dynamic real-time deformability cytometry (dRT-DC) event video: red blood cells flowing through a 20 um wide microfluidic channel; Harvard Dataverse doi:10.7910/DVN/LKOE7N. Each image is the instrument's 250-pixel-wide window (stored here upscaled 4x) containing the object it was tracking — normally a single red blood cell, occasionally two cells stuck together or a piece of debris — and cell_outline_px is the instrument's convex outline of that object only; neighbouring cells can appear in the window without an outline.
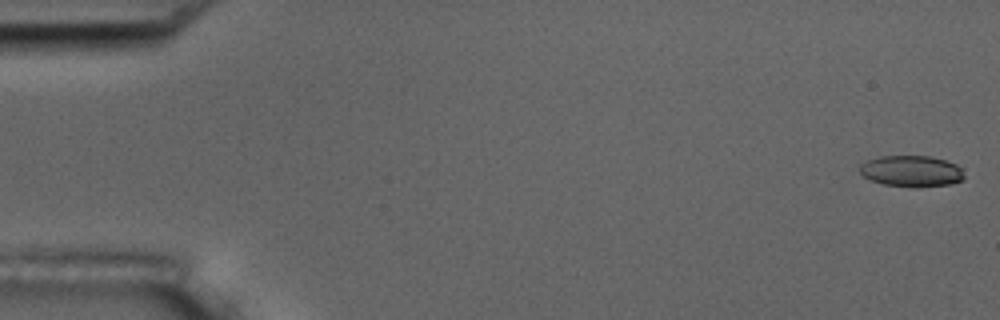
{"species": "common noctule bat (a hibernating species)", "species_latin": "Nyctalus noctula", "temperature_condition": "room temperature", "stored_images_in_passage": 9, "camera_frame_rate_fps": 3000, "um_per_image_px": 0.085, "animal": {"sex": "male", "body_mass_g": 17.5, "forearm_length_mm": 52.3}, "frame": {"image": 1, "passage_image": 1, "time_ms": 0.0, "image_size_px": [1000, 320], "cell_outline_px": [[964, 180], [948, 184], [916, 188], [884, 184], [872, 180], [864, 176], [860, 172], [860, 164], [868, 160], [880, 156], [928, 156], [944, 160], [956, 164], [960, 168], [964, 176]], "centroid_in_image_um": [77.47, 14.55], "position_along_channel_um": 7.5, "area_um2": 18.9}}
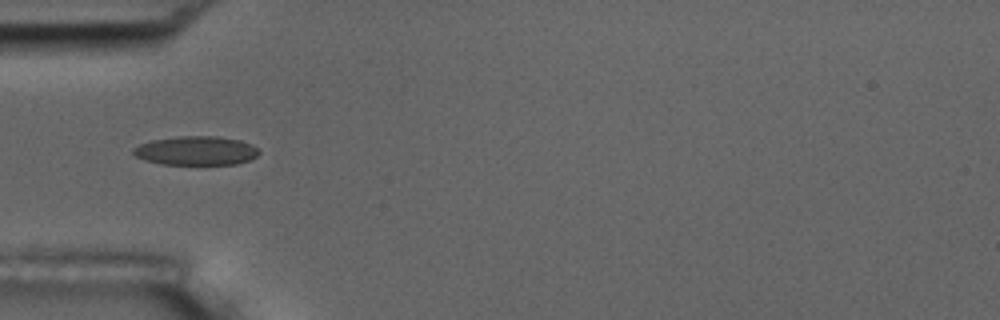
{"frame": {"image": 2, "passage_image": 6, "time_ms": 5.667, "image_size_px": [1000, 320], "cell_outline_px": [[260, 152], [256, 156], [248, 160], [236, 164], [160, 164], [144, 160], [136, 156], [132, 152], [132, 148], [140, 144], [152, 140], [176, 136], [220, 136], [240, 140], [252, 144]], "centroid_in_image_um": [16.65, 12.8], "position_along_channel_um": 68.4, "area_um2": 21.27}}
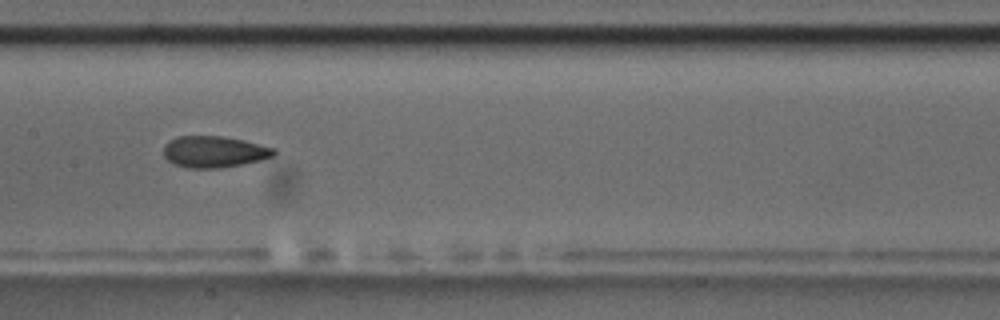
{"frame": {"image": 3, "passage_image": 9, "time_ms": 9.0, "image_size_px": [1000, 320], "cell_outline_px": [[276, 152], [272, 156], [260, 160], [220, 168], [188, 168], [172, 164], [164, 156], [164, 144], [168, 140], [176, 136], [224, 136], [244, 140], [276, 148]], "centroid_in_image_um": [18.17, 12.89], "position_along_channel_um": 189.2, "area_um2": 20.35}}